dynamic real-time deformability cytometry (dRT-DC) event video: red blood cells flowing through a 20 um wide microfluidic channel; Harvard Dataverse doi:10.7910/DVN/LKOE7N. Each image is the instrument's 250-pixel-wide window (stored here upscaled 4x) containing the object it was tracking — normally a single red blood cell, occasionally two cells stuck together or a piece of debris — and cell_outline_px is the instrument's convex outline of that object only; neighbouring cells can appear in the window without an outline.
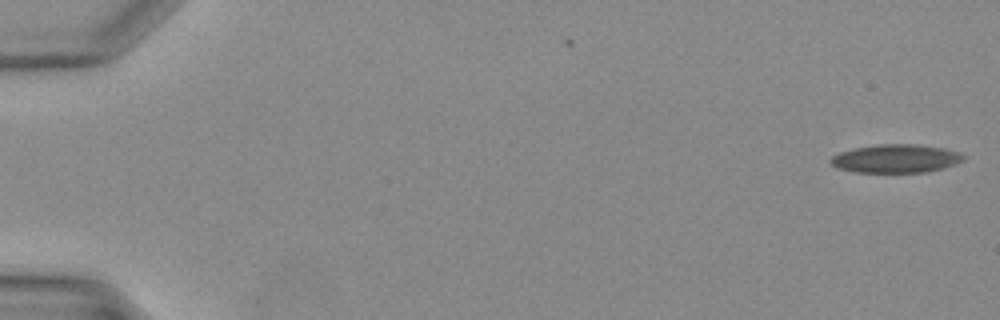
{"species": "Egyptian fruit bat (a non-hibernating species)", "species_latin": "Rousettus aegyptiacus", "temperature_condition": "warm", "stored_images_in_passage": 8, "camera_frame_rate_fps": 3000, "um_per_image_px": 0.085, "animal": {"sex": "female"}, "frame": {"image": 1, "passage_image": 1, "time_ms": 0.0, "image_size_px": [1000, 320], "cell_outline_px": [[964, 160], [944, 168], [928, 172], [856, 172], [836, 168], [828, 164], [828, 160], [832, 156], [840, 152], [856, 148], [880, 144], [912, 144], [944, 148], [960, 152], [964, 156]], "centroid_in_image_um": [76.12, 13.49], "position_along_channel_um": 8.9, "area_um2": 22.02}}